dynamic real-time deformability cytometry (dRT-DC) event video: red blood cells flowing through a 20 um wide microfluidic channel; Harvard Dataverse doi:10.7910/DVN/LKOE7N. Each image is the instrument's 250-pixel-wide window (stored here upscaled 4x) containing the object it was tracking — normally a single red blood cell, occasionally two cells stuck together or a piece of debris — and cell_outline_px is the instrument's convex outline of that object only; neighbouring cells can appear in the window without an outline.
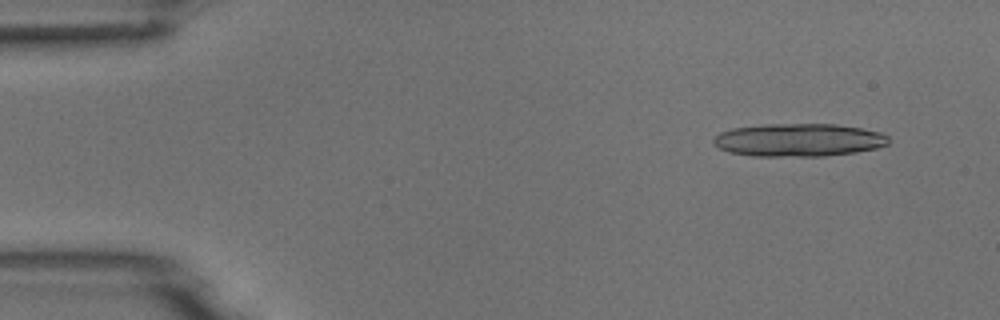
{"species": "common noctule bat (a hibernating species)", "species_latin": "Nyctalus noctula", "temperature_condition": "room temperature", "stored_images_in_passage": 6, "camera_frame_rate_fps": 3000, "um_per_image_px": 0.085, "animal": {"sex": "male", "body_mass_g": 18.8}, "frame": {"image": 1, "passage_image": 2, "time_ms": 1.0, "image_size_px": [1000, 320], "cell_outline_px": [[888, 144], [876, 148], [856, 152], [824, 156], [752, 156], [728, 152], [712, 144], [712, 140], [720, 132], [732, 128], [764, 124], [836, 124], [860, 128], [880, 132], [888, 136]], "centroid_in_image_um": [67.85, 11.9], "position_along_channel_um": 17.1, "area_um2": 33.76}}